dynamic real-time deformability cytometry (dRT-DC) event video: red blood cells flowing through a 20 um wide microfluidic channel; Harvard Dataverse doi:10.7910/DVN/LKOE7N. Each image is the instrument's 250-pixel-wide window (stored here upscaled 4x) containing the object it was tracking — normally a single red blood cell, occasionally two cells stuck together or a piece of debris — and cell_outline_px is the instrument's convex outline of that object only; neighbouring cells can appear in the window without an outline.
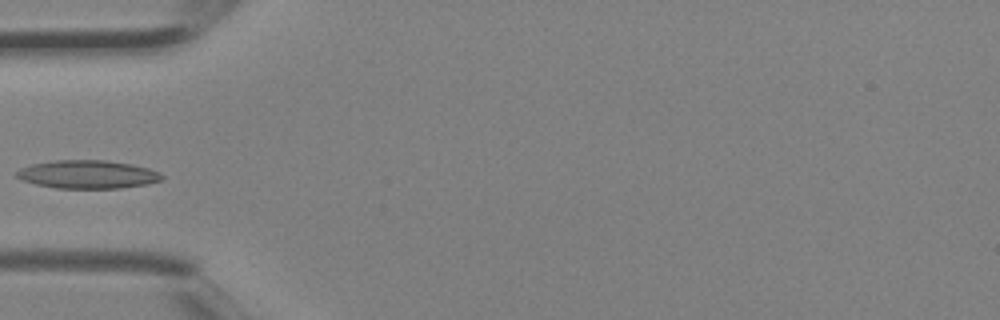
{"species": "Egyptian fruit bat (a non-hibernating species)", "species_latin": "Rousettus aegyptiacus", "temperature_condition": "room temperature", "stored_images_in_passage": 3, "camera_frame_rate_fps": 3000, "um_per_image_px": 0.085, "animal": {"sex": "female"}, "frame": {"image": 1, "passage_image": 3, "time_ms": 0.667, "image_size_px": [1000, 320], "cell_outline_px": [[164, 176], [160, 180], [148, 184], [120, 188], [56, 188], [36, 184], [24, 180], [16, 176], [16, 172], [20, 168], [32, 164], [56, 160], [104, 160], [132, 164], [148, 168], [160, 172]], "centroid_in_image_um": [7.47, 14.82], "position_along_channel_um": 77.5, "area_um2": 23.81}}